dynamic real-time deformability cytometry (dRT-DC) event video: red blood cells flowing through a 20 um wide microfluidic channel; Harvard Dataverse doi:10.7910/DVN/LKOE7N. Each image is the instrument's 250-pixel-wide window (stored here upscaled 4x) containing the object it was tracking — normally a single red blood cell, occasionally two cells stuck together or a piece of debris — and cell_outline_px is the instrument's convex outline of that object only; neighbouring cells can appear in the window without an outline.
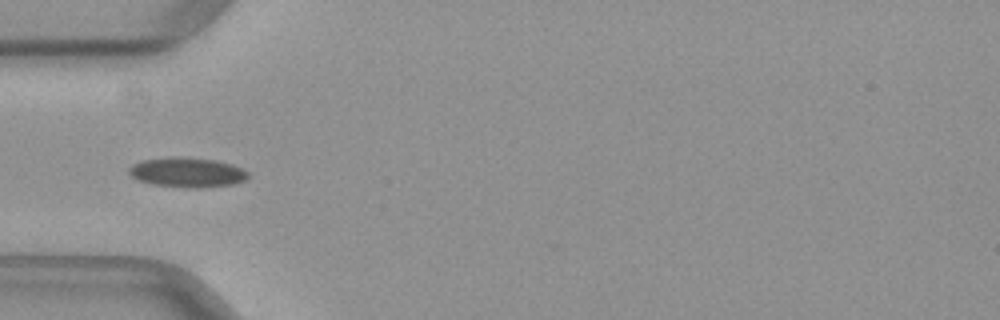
{"species": "common noctule bat (a hibernating species)", "species_latin": "Nyctalus noctula", "temperature_condition": "warm", "stored_images_in_passage": 17, "camera_frame_rate_fps": 3000, "um_per_image_px": 0.085, "animal": {"sex": "female", "body_mass_g": 29.2, "forearm_length_mm": 56.3}, "frame": {"image": 1, "passage_image": 1, "time_ms": 0.0, "image_size_px": [1000, 320], "cell_outline_px": [[248, 176], [244, 180], [236, 184], [200, 188], [188, 188], [152, 184], [136, 180], [128, 172], [128, 168], [132, 164], [140, 160], [172, 156], [180, 156], [216, 160], [232, 164], [248, 172]], "centroid_in_image_um": [15.87, 14.64], "position_along_channel_um": 69.1, "area_um2": 20.98}}